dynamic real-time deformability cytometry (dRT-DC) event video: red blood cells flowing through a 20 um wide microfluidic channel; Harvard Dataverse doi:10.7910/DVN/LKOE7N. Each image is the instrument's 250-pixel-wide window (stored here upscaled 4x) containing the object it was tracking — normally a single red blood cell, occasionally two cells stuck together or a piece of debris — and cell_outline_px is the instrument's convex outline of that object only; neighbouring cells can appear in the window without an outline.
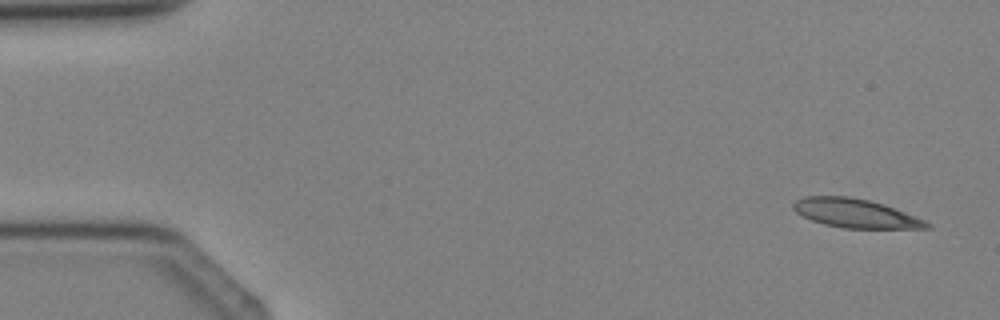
{"species": "Egyptian fruit bat (a non-hibernating species)", "species_latin": "Rousettus aegyptiacus", "temperature_condition": "cold", "stored_images_in_passage": 3, "camera_frame_rate_fps": 3000, "um_per_image_px": 0.085, "animal": {"sex": "female"}, "frame": {"image": 1, "passage_image": 1, "time_ms": 0.0, "image_size_px": [1000, 320], "cell_outline_px": [[932, 228], [844, 228], [824, 224], [812, 220], [796, 212], [792, 208], [792, 204], [796, 200], [804, 196], [848, 196], [868, 200], [884, 204], [924, 220], [932, 224]], "centroid_in_image_um": [72.69, 18.12], "position_along_channel_um": 12.3, "area_um2": 22.25}}